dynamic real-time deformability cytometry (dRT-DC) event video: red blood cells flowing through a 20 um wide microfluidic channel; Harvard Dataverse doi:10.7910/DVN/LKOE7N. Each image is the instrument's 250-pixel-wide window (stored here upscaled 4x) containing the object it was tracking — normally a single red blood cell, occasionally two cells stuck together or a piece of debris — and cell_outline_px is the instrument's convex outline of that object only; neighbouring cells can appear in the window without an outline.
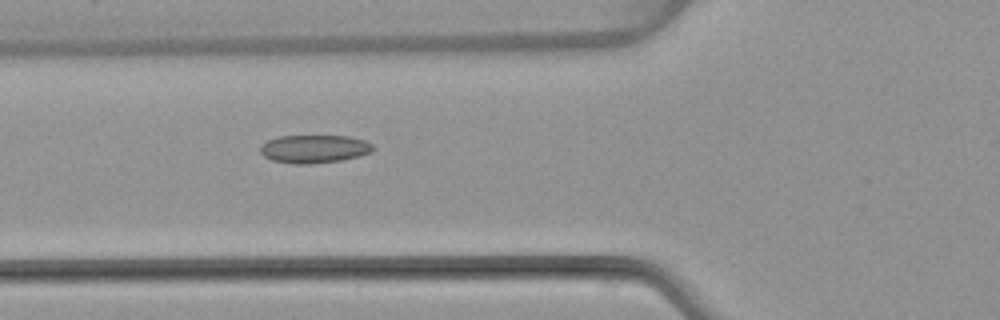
{"species": "common noctule bat (a hibernating species)", "species_latin": "Nyctalus noctula", "temperature_condition": "warm", "stored_images_in_passage": 4, "camera_frame_rate_fps": 3000, "um_per_image_px": 0.085, "animal": {"sex": "female", "body_mass_g": 22.7, "forearm_length_mm": 54.2}, "frame": {"image": 1, "passage_image": 4, "time_ms": 5.0, "image_size_px": [1000, 320], "cell_outline_px": [[376, 148], [372, 152], [360, 156], [340, 160], [308, 164], [292, 164], [272, 160], [264, 156], [260, 152], [260, 144], [268, 140], [280, 136], [348, 136], [364, 140], [372, 144]], "centroid_in_image_um": [26.71, 12.66], "position_along_channel_um": 99.1, "area_um2": 18.55}}